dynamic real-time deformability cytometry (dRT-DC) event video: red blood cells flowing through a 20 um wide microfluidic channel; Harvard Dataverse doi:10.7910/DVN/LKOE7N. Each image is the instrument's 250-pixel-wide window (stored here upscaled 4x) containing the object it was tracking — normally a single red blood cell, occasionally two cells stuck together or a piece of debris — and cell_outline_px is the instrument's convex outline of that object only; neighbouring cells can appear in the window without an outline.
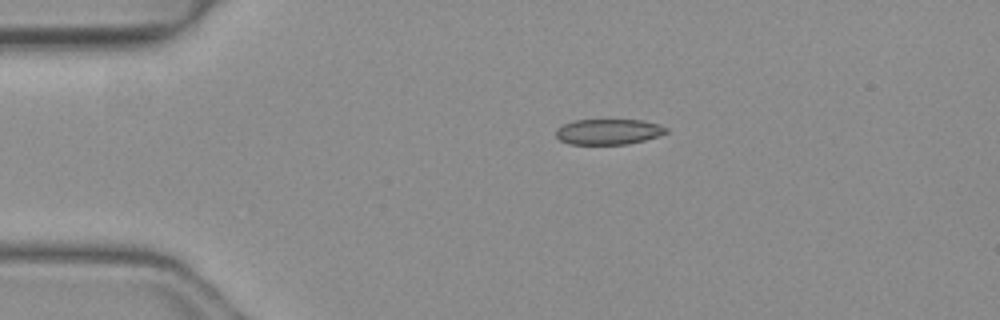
{"species": "common noctule bat (a hibernating species)", "species_latin": "Nyctalus noctula", "temperature_condition": "warm", "stored_images_in_passage": 40, "camera_frame_rate_fps": 3000, "um_per_image_px": 0.085, "animal": {"sex": "female", "body_mass_g": 19.3, "forearm_length_mm": 54.1}, "frame": {"image": 1, "passage_image": 1, "time_ms": 0.0, "image_size_px": [1000, 320], "cell_outline_px": [[668, 132], [660, 136], [628, 144], [568, 144], [560, 140], [556, 136], [556, 128], [572, 120], [644, 120], [660, 124], [668, 128]], "centroid_in_image_um": [51.74, 11.19], "position_along_channel_um": 33.3, "area_um2": 16.59}}
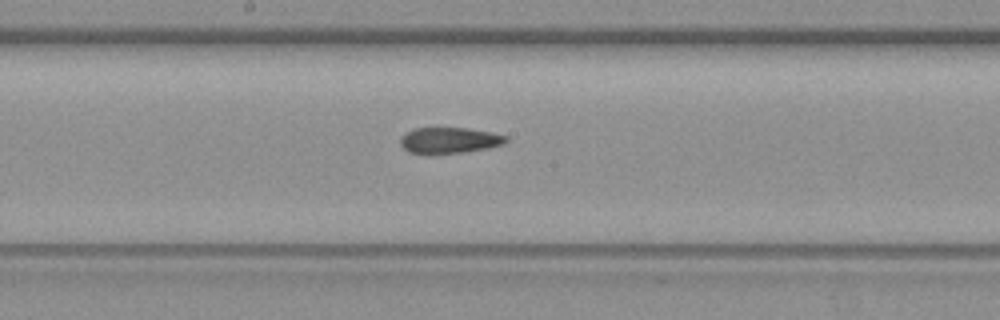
{"frame": {"image": 2, "passage_image": 17, "time_ms": 5.333, "image_size_px": [1000, 320], "cell_outline_px": [[508, 140], [504, 144], [488, 148], [436, 156], [424, 156], [408, 152], [400, 144], [400, 136], [404, 132], [412, 128], [468, 128], [508, 136]], "centroid_in_image_um": [38.11, 11.96], "position_along_channel_um": 210.1, "area_um2": 16.65}}
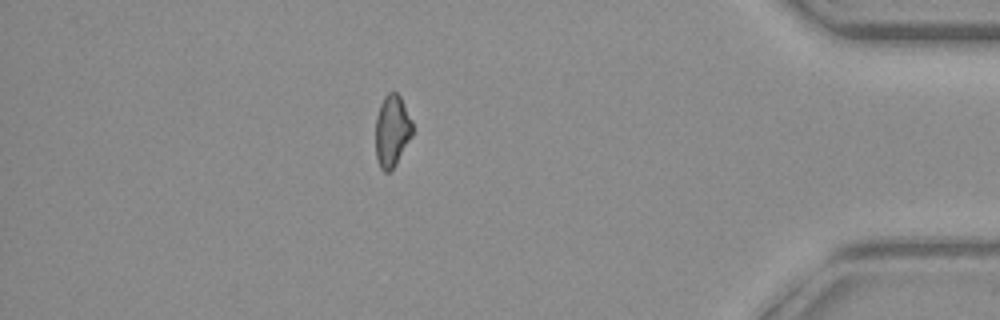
{"frame": {"image": 3, "passage_image": 34, "time_ms": 11.0, "image_size_px": [1000, 320], "cell_outline_px": [[412, 136], [396, 164], [388, 172], [384, 172], [380, 168], [376, 160], [376, 116], [380, 104], [384, 96], [388, 92], [396, 92], [400, 96], [412, 120]], "centroid_in_image_um": [33.31, 11.12], "position_along_channel_um": 401.9, "area_um2": 15.49}}